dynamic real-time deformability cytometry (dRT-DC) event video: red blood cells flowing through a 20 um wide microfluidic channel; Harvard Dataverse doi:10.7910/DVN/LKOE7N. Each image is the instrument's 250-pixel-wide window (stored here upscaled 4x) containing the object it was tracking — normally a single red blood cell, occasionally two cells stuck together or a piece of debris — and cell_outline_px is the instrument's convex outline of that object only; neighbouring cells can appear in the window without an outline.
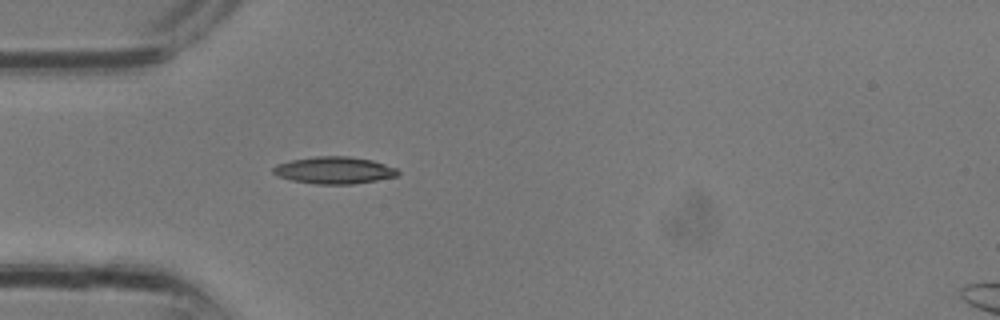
{"species": "common noctule bat (a hibernating species)", "species_latin": "Nyctalus noctula", "temperature_condition": "room temperature", "stored_images_in_passage": 19, "camera_frame_rate_fps": 3000, "um_per_image_px": 0.085, "animal": {"sex": "male", "body_mass_g": 13.3}, "frame": {"image": 1, "passage_image": 1, "time_ms": 0.0, "image_size_px": [1000, 320], "cell_outline_px": [[400, 172], [396, 176], [376, 180], [352, 184], [316, 184], [292, 180], [280, 176], [272, 172], [272, 168], [276, 164], [292, 160], [316, 156], [348, 156], [372, 160], [396, 168]], "centroid_in_image_um": [28.4, 14.47], "position_along_channel_um": 56.6, "area_um2": 19.48}}
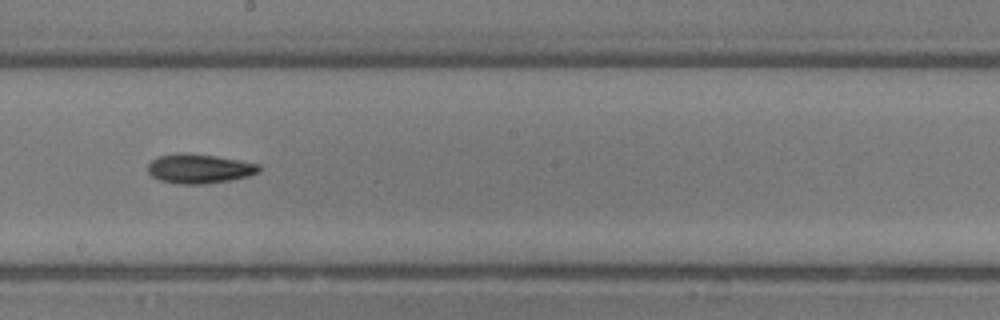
{"frame": {"image": 2, "passage_image": 9, "time_ms": 2.667, "image_size_px": [1000, 320], "cell_outline_px": [[260, 172], [248, 176], [228, 180], [204, 184], [176, 184], [160, 180], [152, 176], [148, 172], [148, 164], [152, 160], [160, 156], [176, 152], [188, 152], [216, 156], [240, 160], [260, 164]], "centroid_in_image_um": [16.93, 14.32], "position_along_channel_um": 231.3, "area_um2": 19.19}}
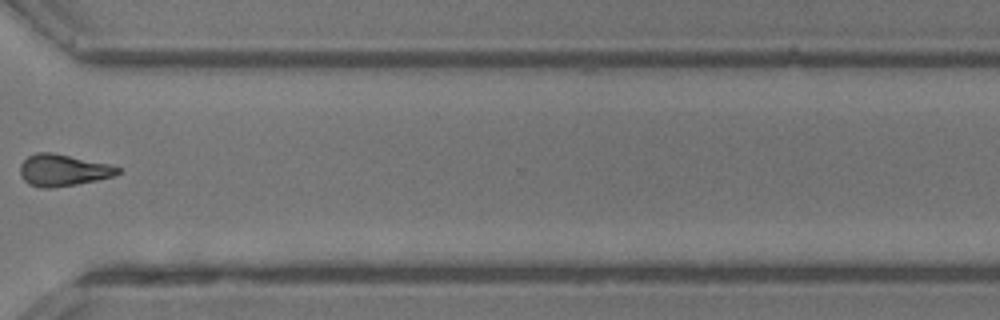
{"frame": {"image": 3, "passage_image": 15, "time_ms": 4.667, "image_size_px": [1000, 320], "cell_outline_px": [[120, 172], [112, 176], [96, 180], [76, 184], [52, 188], [40, 188], [28, 184], [20, 176], [20, 164], [28, 156], [36, 152], [52, 152], [108, 164], [120, 168]], "centroid_in_image_um": [5.3, 14.47], "position_along_channel_um": 365.3, "area_um2": 17.98}}